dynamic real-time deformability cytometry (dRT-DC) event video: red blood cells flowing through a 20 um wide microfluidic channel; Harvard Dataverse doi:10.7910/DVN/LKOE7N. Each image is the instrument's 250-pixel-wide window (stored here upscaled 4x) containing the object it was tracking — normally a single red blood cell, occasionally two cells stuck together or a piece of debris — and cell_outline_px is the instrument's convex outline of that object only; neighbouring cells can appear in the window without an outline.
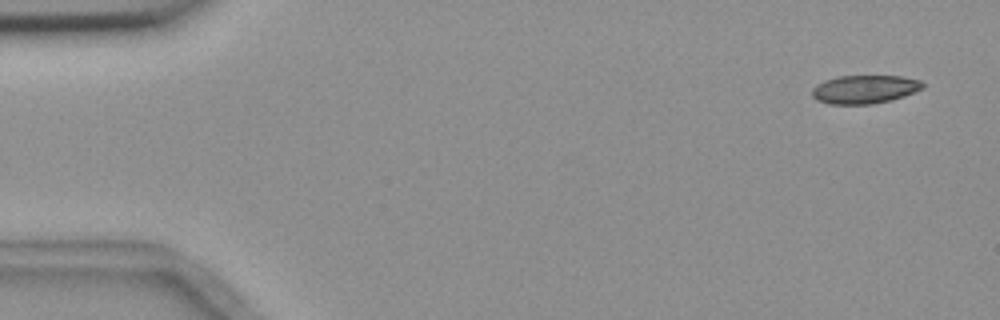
{"species": "common noctule bat (a hibernating species)", "species_latin": "Nyctalus noctula", "temperature_condition": "room temperature", "stored_images_in_passage": 5, "camera_frame_rate_fps": 3000, "um_per_image_px": 0.085, "animal": {"sex": "female", "body_mass_g": 18.4}, "frame": {"image": 1, "passage_image": 1, "time_ms": 0.0, "image_size_px": [1000, 320], "cell_outline_px": [[924, 88], [904, 96], [892, 100], [872, 104], [828, 104], [816, 100], [812, 96], [812, 88], [816, 84], [824, 80], [836, 76], [900, 76], [920, 80], [924, 84]], "centroid_in_image_um": [73.47, 7.59], "position_along_channel_um": 11.5, "area_um2": 18.5}}
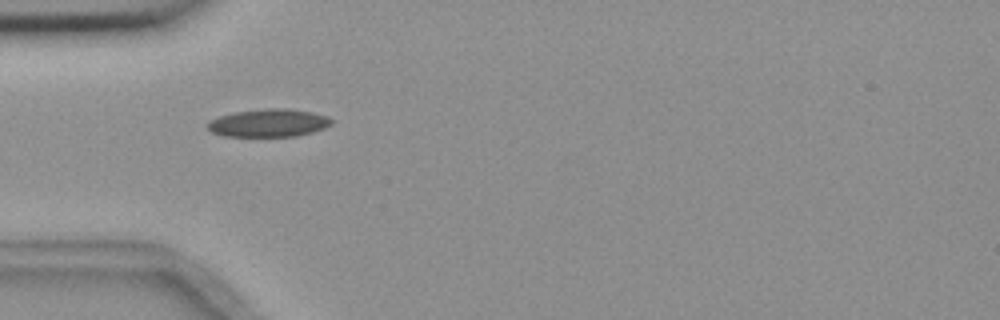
{"frame": {"image": 2, "passage_image": 4, "time_ms": 4.667, "image_size_px": [1000, 320], "cell_outline_px": [[332, 124], [324, 128], [312, 132], [296, 136], [224, 136], [212, 132], [208, 128], [208, 120], [220, 116], [236, 112], [268, 108], [284, 108], [312, 112], [328, 116], [332, 120]], "centroid_in_image_um": [22.85, 10.45], "position_along_channel_um": 62.2, "area_um2": 20.0}}